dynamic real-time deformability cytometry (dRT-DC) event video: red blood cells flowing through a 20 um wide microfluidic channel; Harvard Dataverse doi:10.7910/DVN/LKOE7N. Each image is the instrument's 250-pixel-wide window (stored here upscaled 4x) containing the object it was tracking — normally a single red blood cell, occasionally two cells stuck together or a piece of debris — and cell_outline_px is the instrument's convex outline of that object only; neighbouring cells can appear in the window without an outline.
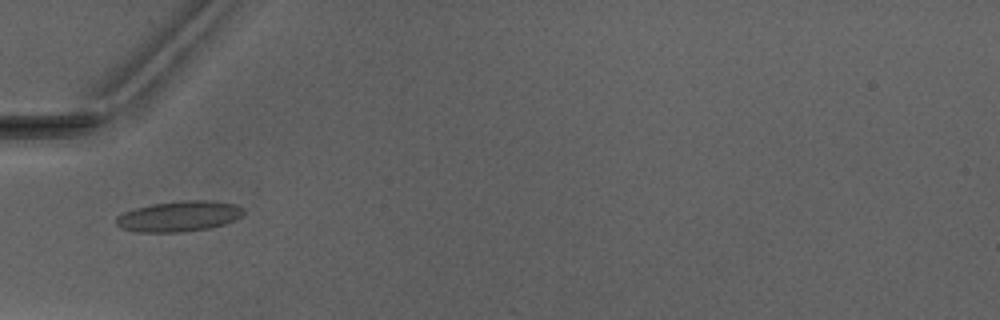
{"species": "Egyptian fruit bat (a non-hibernating species)", "species_latin": "Rousettus aegyptiacus", "temperature_condition": "warm", "stored_images_in_passage": 6, "camera_frame_rate_fps": 3000, "um_per_image_px": 0.085, "animal": {"sex": "male"}, "frame": {"image": 1, "passage_image": 5, "time_ms": 6.333, "image_size_px": [1000, 320], "cell_outline_px": [[244, 212], [240, 216], [224, 224], [208, 228], [180, 232], [140, 232], [120, 228], [116, 224], [116, 216], [124, 212], [136, 208], [152, 204], [180, 200], [216, 200], [236, 204], [244, 208]], "centroid_in_image_um": [15.22, 18.37], "position_along_channel_um": 69.8, "area_um2": 22.72}}
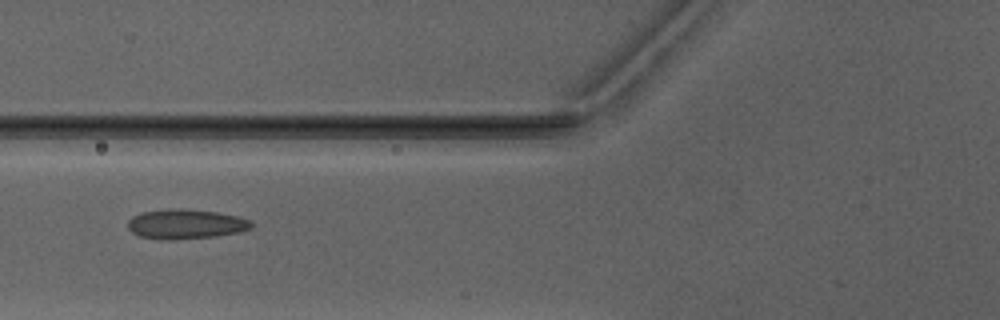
{"frame": {"image": 2, "passage_image": 6, "time_ms": 7.333, "image_size_px": [1000, 320], "cell_outline_px": [[252, 228], [236, 232], [216, 236], [172, 240], [160, 240], [140, 236], [132, 232], [128, 228], [128, 220], [132, 216], [140, 212], [168, 208], [184, 208], [216, 212], [236, 216], [252, 220]], "centroid_in_image_um": [15.74, 19.04], "position_along_channel_um": 110.1, "area_um2": 21.56}}